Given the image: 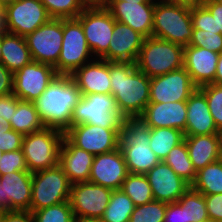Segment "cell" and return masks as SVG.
<instances>
[{"mask_svg": "<svg viewBox=\"0 0 222 222\" xmlns=\"http://www.w3.org/2000/svg\"><path fill=\"white\" fill-rule=\"evenodd\" d=\"M111 95L125 119L139 118L150 102V77L133 62H110Z\"/></svg>", "mask_w": 222, "mask_h": 222, "instance_id": "1", "label": "cell"}, {"mask_svg": "<svg viewBox=\"0 0 222 222\" xmlns=\"http://www.w3.org/2000/svg\"><path fill=\"white\" fill-rule=\"evenodd\" d=\"M81 97L71 75H57L33 104L45 127L65 133L70 128L72 111Z\"/></svg>", "mask_w": 222, "mask_h": 222, "instance_id": "2", "label": "cell"}, {"mask_svg": "<svg viewBox=\"0 0 222 222\" xmlns=\"http://www.w3.org/2000/svg\"><path fill=\"white\" fill-rule=\"evenodd\" d=\"M151 129L139 118L124 119L119 130V149L129 173L146 174L160 159L149 146Z\"/></svg>", "mask_w": 222, "mask_h": 222, "instance_id": "3", "label": "cell"}, {"mask_svg": "<svg viewBox=\"0 0 222 222\" xmlns=\"http://www.w3.org/2000/svg\"><path fill=\"white\" fill-rule=\"evenodd\" d=\"M184 47L154 36L144 39L136 68L153 78L183 67Z\"/></svg>", "mask_w": 222, "mask_h": 222, "instance_id": "4", "label": "cell"}, {"mask_svg": "<svg viewBox=\"0 0 222 222\" xmlns=\"http://www.w3.org/2000/svg\"><path fill=\"white\" fill-rule=\"evenodd\" d=\"M192 32L191 7L155 2L152 36L185 47L189 45Z\"/></svg>", "mask_w": 222, "mask_h": 222, "instance_id": "5", "label": "cell"}, {"mask_svg": "<svg viewBox=\"0 0 222 222\" xmlns=\"http://www.w3.org/2000/svg\"><path fill=\"white\" fill-rule=\"evenodd\" d=\"M64 136L63 131L48 127L24 135L21 149L28 171L35 173L57 166Z\"/></svg>", "mask_w": 222, "mask_h": 222, "instance_id": "6", "label": "cell"}, {"mask_svg": "<svg viewBox=\"0 0 222 222\" xmlns=\"http://www.w3.org/2000/svg\"><path fill=\"white\" fill-rule=\"evenodd\" d=\"M124 119L118 111L113 95L94 93L82 95L72 111L70 127L92 124L103 128H113L119 133Z\"/></svg>", "mask_w": 222, "mask_h": 222, "instance_id": "7", "label": "cell"}, {"mask_svg": "<svg viewBox=\"0 0 222 222\" xmlns=\"http://www.w3.org/2000/svg\"><path fill=\"white\" fill-rule=\"evenodd\" d=\"M71 185L59 164L32 173L30 212L69 201Z\"/></svg>", "mask_w": 222, "mask_h": 222, "instance_id": "8", "label": "cell"}, {"mask_svg": "<svg viewBox=\"0 0 222 222\" xmlns=\"http://www.w3.org/2000/svg\"><path fill=\"white\" fill-rule=\"evenodd\" d=\"M94 59L81 23L76 19H63V41L57 64L58 75H72L78 68Z\"/></svg>", "mask_w": 222, "mask_h": 222, "instance_id": "9", "label": "cell"}, {"mask_svg": "<svg viewBox=\"0 0 222 222\" xmlns=\"http://www.w3.org/2000/svg\"><path fill=\"white\" fill-rule=\"evenodd\" d=\"M76 19L82 25L93 57L101 59L108 51L116 20L106 7L85 8Z\"/></svg>", "mask_w": 222, "mask_h": 222, "instance_id": "10", "label": "cell"}, {"mask_svg": "<svg viewBox=\"0 0 222 222\" xmlns=\"http://www.w3.org/2000/svg\"><path fill=\"white\" fill-rule=\"evenodd\" d=\"M24 38L33 61L54 67L62 47L63 19L51 18Z\"/></svg>", "mask_w": 222, "mask_h": 222, "instance_id": "11", "label": "cell"}, {"mask_svg": "<svg viewBox=\"0 0 222 222\" xmlns=\"http://www.w3.org/2000/svg\"><path fill=\"white\" fill-rule=\"evenodd\" d=\"M112 191L89 181L72 184L69 202L74 217L100 220L108 206Z\"/></svg>", "mask_w": 222, "mask_h": 222, "instance_id": "12", "label": "cell"}, {"mask_svg": "<svg viewBox=\"0 0 222 222\" xmlns=\"http://www.w3.org/2000/svg\"><path fill=\"white\" fill-rule=\"evenodd\" d=\"M5 11L7 32L23 37L51 19L40 0H16Z\"/></svg>", "mask_w": 222, "mask_h": 222, "instance_id": "13", "label": "cell"}, {"mask_svg": "<svg viewBox=\"0 0 222 222\" xmlns=\"http://www.w3.org/2000/svg\"><path fill=\"white\" fill-rule=\"evenodd\" d=\"M57 75L52 65L32 61L13 74V94L20 100L34 102Z\"/></svg>", "mask_w": 222, "mask_h": 222, "instance_id": "14", "label": "cell"}, {"mask_svg": "<svg viewBox=\"0 0 222 222\" xmlns=\"http://www.w3.org/2000/svg\"><path fill=\"white\" fill-rule=\"evenodd\" d=\"M198 87L184 67L150 78V102L187 101Z\"/></svg>", "mask_w": 222, "mask_h": 222, "instance_id": "15", "label": "cell"}, {"mask_svg": "<svg viewBox=\"0 0 222 222\" xmlns=\"http://www.w3.org/2000/svg\"><path fill=\"white\" fill-rule=\"evenodd\" d=\"M65 136L76 146L95 155L112 152L119 148V133L113 128L92 124L71 126Z\"/></svg>", "mask_w": 222, "mask_h": 222, "instance_id": "16", "label": "cell"}, {"mask_svg": "<svg viewBox=\"0 0 222 222\" xmlns=\"http://www.w3.org/2000/svg\"><path fill=\"white\" fill-rule=\"evenodd\" d=\"M128 174L123 154L117 148L112 152L94 156L89 182L119 190Z\"/></svg>", "mask_w": 222, "mask_h": 222, "instance_id": "17", "label": "cell"}, {"mask_svg": "<svg viewBox=\"0 0 222 222\" xmlns=\"http://www.w3.org/2000/svg\"><path fill=\"white\" fill-rule=\"evenodd\" d=\"M155 3L109 1L107 9L113 18L128 25L145 38L152 36Z\"/></svg>", "mask_w": 222, "mask_h": 222, "instance_id": "18", "label": "cell"}, {"mask_svg": "<svg viewBox=\"0 0 222 222\" xmlns=\"http://www.w3.org/2000/svg\"><path fill=\"white\" fill-rule=\"evenodd\" d=\"M154 200L174 203L190 188L164 161H160L146 174Z\"/></svg>", "mask_w": 222, "mask_h": 222, "instance_id": "19", "label": "cell"}, {"mask_svg": "<svg viewBox=\"0 0 222 222\" xmlns=\"http://www.w3.org/2000/svg\"><path fill=\"white\" fill-rule=\"evenodd\" d=\"M107 53L101 58L108 62L135 63L145 37L128 25L115 22Z\"/></svg>", "mask_w": 222, "mask_h": 222, "instance_id": "20", "label": "cell"}, {"mask_svg": "<svg viewBox=\"0 0 222 222\" xmlns=\"http://www.w3.org/2000/svg\"><path fill=\"white\" fill-rule=\"evenodd\" d=\"M139 119L149 128H174L185 133L186 101L148 103Z\"/></svg>", "mask_w": 222, "mask_h": 222, "instance_id": "21", "label": "cell"}, {"mask_svg": "<svg viewBox=\"0 0 222 222\" xmlns=\"http://www.w3.org/2000/svg\"><path fill=\"white\" fill-rule=\"evenodd\" d=\"M5 211H30L32 198V173L16 171L0 175Z\"/></svg>", "mask_w": 222, "mask_h": 222, "instance_id": "22", "label": "cell"}, {"mask_svg": "<svg viewBox=\"0 0 222 222\" xmlns=\"http://www.w3.org/2000/svg\"><path fill=\"white\" fill-rule=\"evenodd\" d=\"M82 95L111 94L110 62L94 58L72 75Z\"/></svg>", "mask_w": 222, "mask_h": 222, "instance_id": "23", "label": "cell"}, {"mask_svg": "<svg viewBox=\"0 0 222 222\" xmlns=\"http://www.w3.org/2000/svg\"><path fill=\"white\" fill-rule=\"evenodd\" d=\"M219 53L196 46H185L183 67L193 83L200 86L214 83Z\"/></svg>", "mask_w": 222, "mask_h": 222, "instance_id": "24", "label": "cell"}, {"mask_svg": "<svg viewBox=\"0 0 222 222\" xmlns=\"http://www.w3.org/2000/svg\"><path fill=\"white\" fill-rule=\"evenodd\" d=\"M93 159V154L76 147L64 136L60 148L59 165L71 184L89 181Z\"/></svg>", "mask_w": 222, "mask_h": 222, "instance_id": "25", "label": "cell"}, {"mask_svg": "<svg viewBox=\"0 0 222 222\" xmlns=\"http://www.w3.org/2000/svg\"><path fill=\"white\" fill-rule=\"evenodd\" d=\"M187 121L184 136L219 134L205 95L197 88L186 101Z\"/></svg>", "mask_w": 222, "mask_h": 222, "instance_id": "26", "label": "cell"}, {"mask_svg": "<svg viewBox=\"0 0 222 222\" xmlns=\"http://www.w3.org/2000/svg\"><path fill=\"white\" fill-rule=\"evenodd\" d=\"M189 158L198 172L205 166L220 160V134L184 136Z\"/></svg>", "mask_w": 222, "mask_h": 222, "instance_id": "27", "label": "cell"}, {"mask_svg": "<svg viewBox=\"0 0 222 222\" xmlns=\"http://www.w3.org/2000/svg\"><path fill=\"white\" fill-rule=\"evenodd\" d=\"M1 53V63L13 74L33 61L25 38L16 34H2Z\"/></svg>", "mask_w": 222, "mask_h": 222, "instance_id": "28", "label": "cell"}, {"mask_svg": "<svg viewBox=\"0 0 222 222\" xmlns=\"http://www.w3.org/2000/svg\"><path fill=\"white\" fill-rule=\"evenodd\" d=\"M11 129L21 133L23 136L37 132L45 128L40 119L33 102L17 98V108L10 118Z\"/></svg>", "mask_w": 222, "mask_h": 222, "instance_id": "29", "label": "cell"}, {"mask_svg": "<svg viewBox=\"0 0 222 222\" xmlns=\"http://www.w3.org/2000/svg\"><path fill=\"white\" fill-rule=\"evenodd\" d=\"M149 146L156 156L163 161L168 153L184 140V133L174 128H150Z\"/></svg>", "mask_w": 222, "mask_h": 222, "instance_id": "30", "label": "cell"}, {"mask_svg": "<svg viewBox=\"0 0 222 222\" xmlns=\"http://www.w3.org/2000/svg\"><path fill=\"white\" fill-rule=\"evenodd\" d=\"M191 187L203 195L222 193V162L218 160L199 170Z\"/></svg>", "mask_w": 222, "mask_h": 222, "instance_id": "31", "label": "cell"}, {"mask_svg": "<svg viewBox=\"0 0 222 222\" xmlns=\"http://www.w3.org/2000/svg\"><path fill=\"white\" fill-rule=\"evenodd\" d=\"M163 161L190 186L194 183L197 172L189 158L185 140L175 146Z\"/></svg>", "mask_w": 222, "mask_h": 222, "instance_id": "32", "label": "cell"}, {"mask_svg": "<svg viewBox=\"0 0 222 222\" xmlns=\"http://www.w3.org/2000/svg\"><path fill=\"white\" fill-rule=\"evenodd\" d=\"M135 209L133 201L121 190H113L101 222H129Z\"/></svg>", "mask_w": 222, "mask_h": 222, "instance_id": "33", "label": "cell"}, {"mask_svg": "<svg viewBox=\"0 0 222 222\" xmlns=\"http://www.w3.org/2000/svg\"><path fill=\"white\" fill-rule=\"evenodd\" d=\"M135 204L140 206L154 200L153 192L145 174L129 173L120 188Z\"/></svg>", "mask_w": 222, "mask_h": 222, "instance_id": "34", "label": "cell"}, {"mask_svg": "<svg viewBox=\"0 0 222 222\" xmlns=\"http://www.w3.org/2000/svg\"><path fill=\"white\" fill-rule=\"evenodd\" d=\"M177 202L185 209L186 222H210L204 195L191 186Z\"/></svg>", "mask_w": 222, "mask_h": 222, "instance_id": "35", "label": "cell"}, {"mask_svg": "<svg viewBox=\"0 0 222 222\" xmlns=\"http://www.w3.org/2000/svg\"><path fill=\"white\" fill-rule=\"evenodd\" d=\"M51 18L74 19L85 9L80 0H40Z\"/></svg>", "mask_w": 222, "mask_h": 222, "instance_id": "36", "label": "cell"}, {"mask_svg": "<svg viewBox=\"0 0 222 222\" xmlns=\"http://www.w3.org/2000/svg\"><path fill=\"white\" fill-rule=\"evenodd\" d=\"M33 222H74V214L69 201L31 212Z\"/></svg>", "mask_w": 222, "mask_h": 222, "instance_id": "37", "label": "cell"}, {"mask_svg": "<svg viewBox=\"0 0 222 222\" xmlns=\"http://www.w3.org/2000/svg\"><path fill=\"white\" fill-rule=\"evenodd\" d=\"M166 207L167 203L157 200L135 206L129 222H164Z\"/></svg>", "mask_w": 222, "mask_h": 222, "instance_id": "38", "label": "cell"}, {"mask_svg": "<svg viewBox=\"0 0 222 222\" xmlns=\"http://www.w3.org/2000/svg\"><path fill=\"white\" fill-rule=\"evenodd\" d=\"M206 97L216 127L222 129V86L214 83L198 88Z\"/></svg>", "mask_w": 222, "mask_h": 222, "instance_id": "39", "label": "cell"}, {"mask_svg": "<svg viewBox=\"0 0 222 222\" xmlns=\"http://www.w3.org/2000/svg\"><path fill=\"white\" fill-rule=\"evenodd\" d=\"M189 45L205 48L220 54L222 52V34L193 29Z\"/></svg>", "mask_w": 222, "mask_h": 222, "instance_id": "40", "label": "cell"}, {"mask_svg": "<svg viewBox=\"0 0 222 222\" xmlns=\"http://www.w3.org/2000/svg\"><path fill=\"white\" fill-rule=\"evenodd\" d=\"M28 171L22 149L1 153L0 175Z\"/></svg>", "mask_w": 222, "mask_h": 222, "instance_id": "41", "label": "cell"}, {"mask_svg": "<svg viewBox=\"0 0 222 222\" xmlns=\"http://www.w3.org/2000/svg\"><path fill=\"white\" fill-rule=\"evenodd\" d=\"M191 18L193 29L215 32V19L203 4L191 8Z\"/></svg>", "mask_w": 222, "mask_h": 222, "instance_id": "42", "label": "cell"}, {"mask_svg": "<svg viewBox=\"0 0 222 222\" xmlns=\"http://www.w3.org/2000/svg\"><path fill=\"white\" fill-rule=\"evenodd\" d=\"M23 135L11 129L0 134V150L2 153L21 149Z\"/></svg>", "mask_w": 222, "mask_h": 222, "instance_id": "43", "label": "cell"}, {"mask_svg": "<svg viewBox=\"0 0 222 222\" xmlns=\"http://www.w3.org/2000/svg\"><path fill=\"white\" fill-rule=\"evenodd\" d=\"M210 222L222 221V193L204 195Z\"/></svg>", "mask_w": 222, "mask_h": 222, "instance_id": "44", "label": "cell"}, {"mask_svg": "<svg viewBox=\"0 0 222 222\" xmlns=\"http://www.w3.org/2000/svg\"><path fill=\"white\" fill-rule=\"evenodd\" d=\"M17 108V97L12 93L6 96H0V118L10 122V118Z\"/></svg>", "mask_w": 222, "mask_h": 222, "instance_id": "45", "label": "cell"}, {"mask_svg": "<svg viewBox=\"0 0 222 222\" xmlns=\"http://www.w3.org/2000/svg\"><path fill=\"white\" fill-rule=\"evenodd\" d=\"M164 222H186L185 209L178 203H168Z\"/></svg>", "mask_w": 222, "mask_h": 222, "instance_id": "46", "label": "cell"}, {"mask_svg": "<svg viewBox=\"0 0 222 222\" xmlns=\"http://www.w3.org/2000/svg\"><path fill=\"white\" fill-rule=\"evenodd\" d=\"M13 93V73L0 63V96Z\"/></svg>", "mask_w": 222, "mask_h": 222, "instance_id": "47", "label": "cell"}, {"mask_svg": "<svg viewBox=\"0 0 222 222\" xmlns=\"http://www.w3.org/2000/svg\"><path fill=\"white\" fill-rule=\"evenodd\" d=\"M202 4L211 12L215 19V32L222 34V5L216 0H204Z\"/></svg>", "mask_w": 222, "mask_h": 222, "instance_id": "48", "label": "cell"}, {"mask_svg": "<svg viewBox=\"0 0 222 222\" xmlns=\"http://www.w3.org/2000/svg\"><path fill=\"white\" fill-rule=\"evenodd\" d=\"M0 222H33V216L30 211H5L2 212Z\"/></svg>", "mask_w": 222, "mask_h": 222, "instance_id": "49", "label": "cell"}, {"mask_svg": "<svg viewBox=\"0 0 222 222\" xmlns=\"http://www.w3.org/2000/svg\"><path fill=\"white\" fill-rule=\"evenodd\" d=\"M85 8L107 7L110 0H80Z\"/></svg>", "mask_w": 222, "mask_h": 222, "instance_id": "50", "label": "cell"}, {"mask_svg": "<svg viewBox=\"0 0 222 222\" xmlns=\"http://www.w3.org/2000/svg\"><path fill=\"white\" fill-rule=\"evenodd\" d=\"M214 84L222 86V52L219 54Z\"/></svg>", "mask_w": 222, "mask_h": 222, "instance_id": "51", "label": "cell"}, {"mask_svg": "<svg viewBox=\"0 0 222 222\" xmlns=\"http://www.w3.org/2000/svg\"><path fill=\"white\" fill-rule=\"evenodd\" d=\"M204 0H170L172 4L184 5L188 7H194L197 5H201Z\"/></svg>", "mask_w": 222, "mask_h": 222, "instance_id": "52", "label": "cell"}, {"mask_svg": "<svg viewBox=\"0 0 222 222\" xmlns=\"http://www.w3.org/2000/svg\"><path fill=\"white\" fill-rule=\"evenodd\" d=\"M7 33L6 28V11L5 8L0 6V34Z\"/></svg>", "mask_w": 222, "mask_h": 222, "instance_id": "53", "label": "cell"}, {"mask_svg": "<svg viewBox=\"0 0 222 222\" xmlns=\"http://www.w3.org/2000/svg\"><path fill=\"white\" fill-rule=\"evenodd\" d=\"M9 130H11L10 122L1 117L0 118V134H2L3 132L5 133Z\"/></svg>", "mask_w": 222, "mask_h": 222, "instance_id": "54", "label": "cell"}, {"mask_svg": "<svg viewBox=\"0 0 222 222\" xmlns=\"http://www.w3.org/2000/svg\"><path fill=\"white\" fill-rule=\"evenodd\" d=\"M0 212H5V199H3V191L1 184H0Z\"/></svg>", "mask_w": 222, "mask_h": 222, "instance_id": "55", "label": "cell"}, {"mask_svg": "<svg viewBox=\"0 0 222 222\" xmlns=\"http://www.w3.org/2000/svg\"><path fill=\"white\" fill-rule=\"evenodd\" d=\"M110 1H125V2H137L138 3H155L153 0H110Z\"/></svg>", "mask_w": 222, "mask_h": 222, "instance_id": "56", "label": "cell"}, {"mask_svg": "<svg viewBox=\"0 0 222 222\" xmlns=\"http://www.w3.org/2000/svg\"><path fill=\"white\" fill-rule=\"evenodd\" d=\"M74 222H101L99 219H80L75 218Z\"/></svg>", "mask_w": 222, "mask_h": 222, "instance_id": "57", "label": "cell"}, {"mask_svg": "<svg viewBox=\"0 0 222 222\" xmlns=\"http://www.w3.org/2000/svg\"><path fill=\"white\" fill-rule=\"evenodd\" d=\"M16 0H0V6L6 7L12 3H14Z\"/></svg>", "mask_w": 222, "mask_h": 222, "instance_id": "58", "label": "cell"}, {"mask_svg": "<svg viewBox=\"0 0 222 222\" xmlns=\"http://www.w3.org/2000/svg\"><path fill=\"white\" fill-rule=\"evenodd\" d=\"M1 47H2V34H0V63L2 59Z\"/></svg>", "mask_w": 222, "mask_h": 222, "instance_id": "59", "label": "cell"}, {"mask_svg": "<svg viewBox=\"0 0 222 222\" xmlns=\"http://www.w3.org/2000/svg\"><path fill=\"white\" fill-rule=\"evenodd\" d=\"M153 1H156V2H164V1H166V2L170 3V0H153Z\"/></svg>", "mask_w": 222, "mask_h": 222, "instance_id": "60", "label": "cell"}, {"mask_svg": "<svg viewBox=\"0 0 222 222\" xmlns=\"http://www.w3.org/2000/svg\"><path fill=\"white\" fill-rule=\"evenodd\" d=\"M220 134V140H221V144H222V129L219 131Z\"/></svg>", "mask_w": 222, "mask_h": 222, "instance_id": "61", "label": "cell"}, {"mask_svg": "<svg viewBox=\"0 0 222 222\" xmlns=\"http://www.w3.org/2000/svg\"><path fill=\"white\" fill-rule=\"evenodd\" d=\"M220 161L222 162V145H221V152H220Z\"/></svg>", "mask_w": 222, "mask_h": 222, "instance_id": "62", "label": "cell"}, {"mask_svg": "<svg viewBox=\"0 0 222 222\" xmlns=\"http://www.w3.org/2000/svg\"><path fill=\"white\" fill-rule=\"evenodd\" d=\"M220 5H222V0H216Z\"/></svg>", "mask_w": 222, "mask_h": 222, "instance_id": "63", "label": "cell"}]
</instances>
